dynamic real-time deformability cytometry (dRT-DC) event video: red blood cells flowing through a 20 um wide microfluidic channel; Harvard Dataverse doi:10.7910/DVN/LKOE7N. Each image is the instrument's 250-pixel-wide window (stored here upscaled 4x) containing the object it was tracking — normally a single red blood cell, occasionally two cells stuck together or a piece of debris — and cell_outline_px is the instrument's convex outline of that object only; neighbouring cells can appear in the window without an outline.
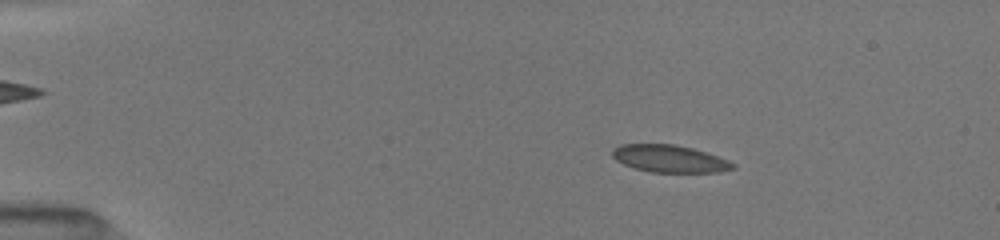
{"species": "common noctule bat (a hibernating species)", "species_latin": "Nyctalus noctula", "temperature_condition": "room temperature", "stored_images_in_passage": 46, "camera_frame_rate_fps": 3000, "um_per_image_px": 0.085, "animal": {"sex": "female", "body_mass_g": 19.5, "forearm_length_mm": 54.1}, "frame": {"image": 1, "passage_image": 3, "time_ms": 0.667, "image_size_px": [1000, 240], "cell_outline_px": [[736, 164], [732, 168], [716, 172], [652, 172], [636, 168], [624, 164], [616, 160], [612, 156], [612, 152], [616, 148], [624, 144], [672, 144], [692, 148], [728, 160]], "centroid_in_image_um": [56.9, 13.49], "position_along_channel_um": 28.1, "area_um2": 18.73}}
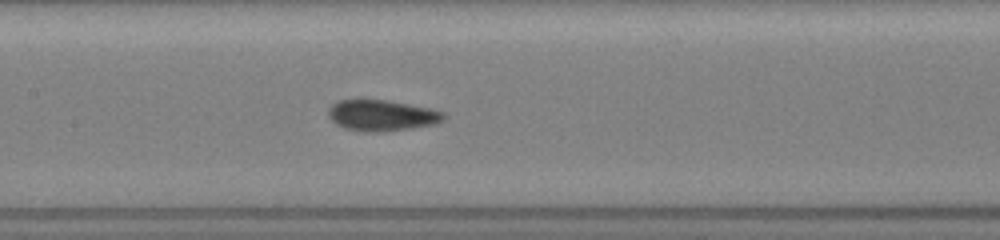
{"frame": {"image": 2, "passage_image": 20, "time_ms": 6.333, "image_size_px": [1000, 240], "cell_outline_px": [[444, 116], [440, 120], [432, 124], [384, 132], [364, 132], [344, 128], [336, 124], [328, 116], [328, 112], [332, 104], [340, 100], [384, 100], [428, 108], [444, 112]], "centroid_in_image_um": [32.38, 9.82], "position_along_channel_um": 175.0, "area_um2": 20.35}}
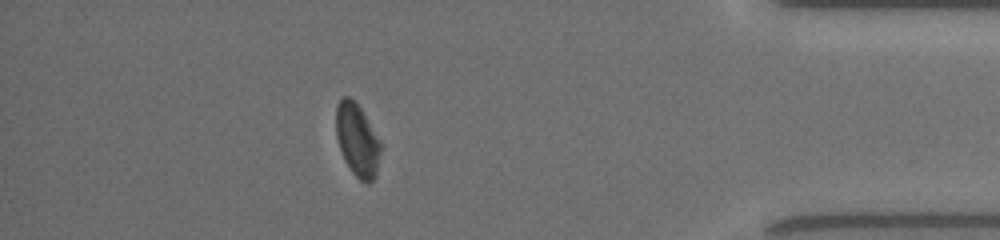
{"frame": {"image": 3, "passage_image": 40, "time_ms": 13.0, "image_size_px": [1000, 240], "cell_outline_px": [[380, 152], [376, 176], [368, 184], [360, 180], [352, 172], [344, 160], [336, 136], [336, 108], [340, 100], [344, 96], [348, 96], [360, 108], [380, 140]], "centroid_in_image_um": [30.36, 11.93], "position_along_channel_um": 404.8, "area_um2": 18.61}, "authors_computed_cell_mechanics": {"area_um2": 19.6231, "velocity_mm_per_s": 3.9959, "shape_relaxation_time_tau1_ms": null, "shape_relaxation_time_tau2_ms": 2.4101, "deformation_change_tau1": null, "deformation_change_tau2": 0.0655}}